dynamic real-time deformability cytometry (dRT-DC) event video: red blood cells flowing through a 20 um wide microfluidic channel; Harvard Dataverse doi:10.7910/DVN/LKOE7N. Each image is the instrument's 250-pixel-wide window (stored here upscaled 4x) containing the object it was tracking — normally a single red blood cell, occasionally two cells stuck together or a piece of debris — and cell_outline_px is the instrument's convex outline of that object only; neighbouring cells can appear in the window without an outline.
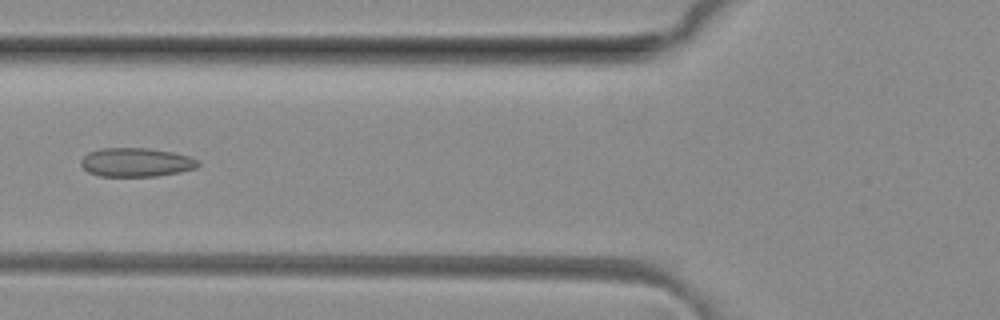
{"species": "common noctule bat (a hibernating species)", "species_latin": "Nyctalus noctula", "temperature_condition": "room temperature", "stored_images_in_passage": 37, "camera_frame_rate_fps": 3000, "um_per_image_px": 0.085, "animal": {"sex": "female", "body_mass_g": 29.2, "forearm_length_mm": 56.3}, "frame": {"image": 1, "passage_image": 8, "time_ms": 2.333, "image_size_px": [1000, 320], "cell_outline_px": [[200, 164], [196, 168], [180, 172], [156, 176], [100, 176], [88, 172], [80, 164], [80, 160], [88, 152], [100, 148], [148, 148], [172, 152], [188, 156], [196, 160]], "centroid_in_image_um": [11.54, 13.79], "position_along_channel_um": 114.3, "area_um2": 19.65}}
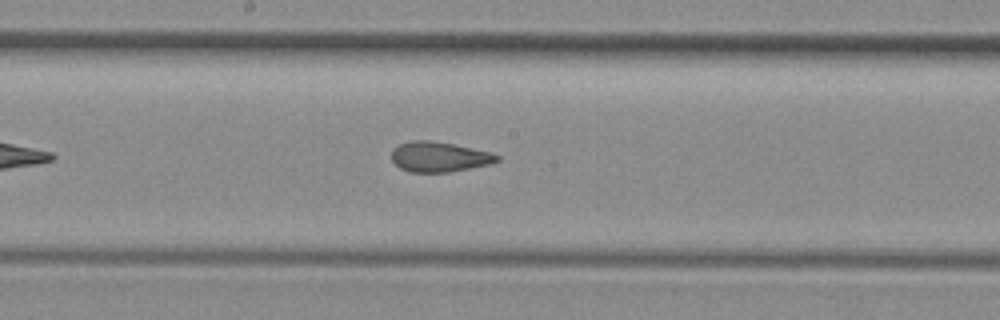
{"frame": {"image": 2, "passage_image": 15, "time_ms": 4.667, "image_size_px": [1000, 320], "cell_outline_px": [[500, 160], [492, 164], [448, 172], [408, 172], [400, 168], [392, 160], [392, 148], [400, 144], [412, 140], [428, 140], [452, 144], [492, 152], [500, 156]], "centroid_in_image_um": [37.34, 13.33], "position_along_channel_um": 210.9, "area_um2": 18.55}}
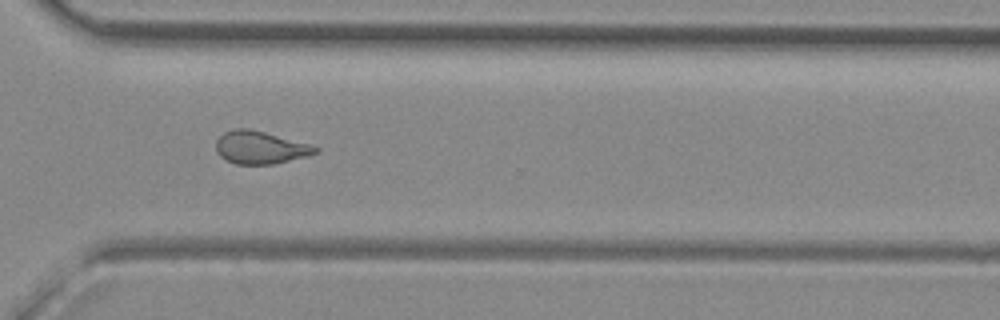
{"frame": {"image": 3, "passage_image": 25, "time_ms": 8.0, "image_size_px": [1000, 320], "cell_outline_px": [[320, 152], [308, 156], [272, 164], [236, 164], [220, 156], [216, 152], [216, 140], [224, 132], [232, 128], [248, 128], [264, 132], [308, 144], [320, 148]], "centroid_in_image_um": [22.11, 12.53], "position_along_channel_um": 348.5, "area_um2": 18.84}, "authors_computed_cell_mechanics": {"area_um2": 19.074, "velocity_mm_per_s": 4.1376, "shape_relaxation_time_tau1_ms": null, "shape_relaxation_time_tau2_ms": 1.7291, "deformation_change_tau1": null, "deformation_change_tau2": 0.1036}}